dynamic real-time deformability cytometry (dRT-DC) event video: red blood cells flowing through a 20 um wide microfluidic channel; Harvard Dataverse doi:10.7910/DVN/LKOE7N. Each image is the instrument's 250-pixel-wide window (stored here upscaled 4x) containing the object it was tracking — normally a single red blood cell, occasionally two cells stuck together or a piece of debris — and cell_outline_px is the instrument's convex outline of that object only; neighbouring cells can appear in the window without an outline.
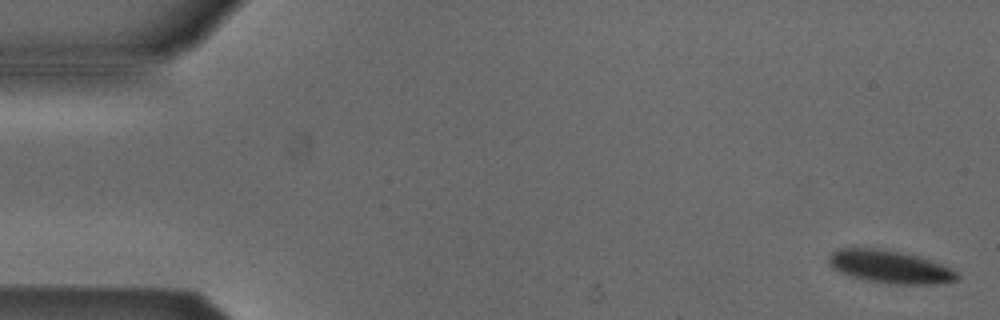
{"species": "Egyptian fruit bat (a non-hibernating species)", "species_latin": "Rousettus aegyptiacus", "temperature_condition": "cold", "stored_images_in_passage": 8, "camera_frame_rate_fps": 3000, "um_per_image_px": 0.085, "animal": {"sex": "male"}, "frame": {"image": 1, "passage_image": 1, "time_ms": 0.0, "image_size_px": [1000, 320], "cell_outline_px": [[960, 280], [936, 284], [888, 284], [868, 280], [852, 276], [840, 272], [832, 268], [828, 264], [828, 256], [836, 248], [884, 248], [916, 256], [952, 268], [960, 276]], "centroid_in_image_um": [75.63, 22.67], "position_along_channel_um": 9.4, "area_um2": 24.62}}